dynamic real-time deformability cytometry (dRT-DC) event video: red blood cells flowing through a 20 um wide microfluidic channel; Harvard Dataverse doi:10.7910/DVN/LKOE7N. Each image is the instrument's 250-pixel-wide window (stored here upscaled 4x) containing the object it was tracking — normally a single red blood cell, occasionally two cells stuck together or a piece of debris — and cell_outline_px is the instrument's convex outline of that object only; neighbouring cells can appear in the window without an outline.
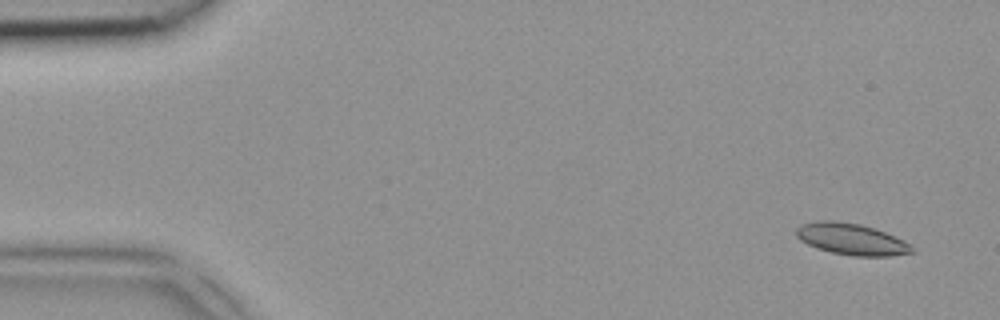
{"species": "common noctule bat (a hibernating species)", "species_latin": "Nyctalus noctula", "temperature_condition": "room temperature", "stored_images_in_passage": 4, "segment_of_instrument_passage": [1, 2], "camera_frame_rate_fps": 3000, "um_per_image_px": 0.085, "animal": {"sex": "female", "body_mass_g": 18.4}, "frame": {"image": 1, "passage_image": 1, "time_ms": 0.0, "image_size_px": [1000, 320], "cell_outline_px": [[916, 252], [892, 256], [852, 256], [832, 252], [816, 248], [800, 240], [796, 236], [796, 228], [800, 224], [816, 220], [836, 220], [860, 224], [884, 232], [904, 240]], "centroid_in_image_um": [72.33, 20.32], "position_along_channel_um": 12.7, "area_um2": 21.27}}
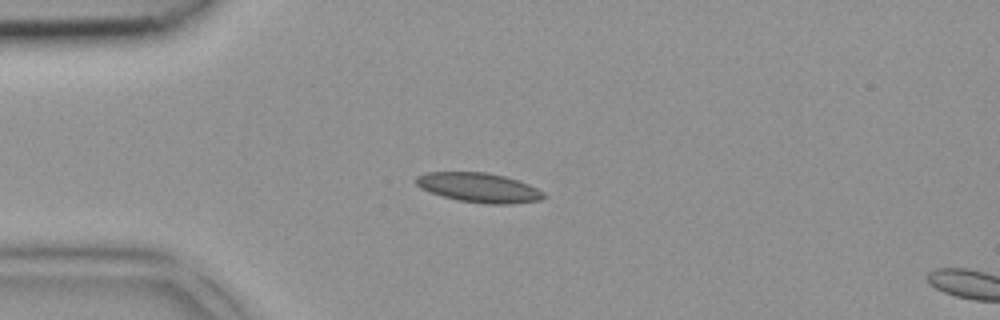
{"frame": {"image": 2, "passage_image": 3, "time_ms": 0.667, "image_size_px": [1000, 320], "cell_outline_px": [[548, 196], [540, 200], [512, 204], [484, 204], [456, 200], [428, 192], [420, 188], [416, 184], [416, 176], [428, 172], [484, 172], [504, 176], [520, 180], [544, 192]], "centroid_in_image_um": [40.71, 15.96], "position_along_channel_um": 44.3, "area_um2": 22.2}}